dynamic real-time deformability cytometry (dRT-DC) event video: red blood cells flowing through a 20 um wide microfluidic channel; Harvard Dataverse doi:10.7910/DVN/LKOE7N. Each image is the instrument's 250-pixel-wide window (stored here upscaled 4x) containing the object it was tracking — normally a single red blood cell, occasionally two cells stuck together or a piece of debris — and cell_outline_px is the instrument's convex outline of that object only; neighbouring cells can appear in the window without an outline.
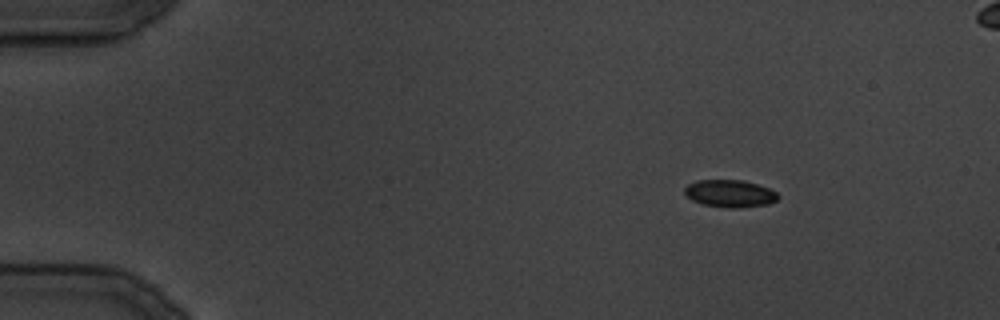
{"species": "common noctule bat (a hibernating species)", "species_latin": "Nyctalus noctula", "temperature_condition": "cold", "stored_images_in_passage": 20, "camera_frame_rate_fps": 3000, "um_per_image_px": 0.085, "animal": {"sex": "male", "body_mass_g": 19.5, "forearm_length_mm": 54.6}, "frame": {"image": 1, "passage_image": 1, "time_ms": 0.0, "image_size_px": [1000, 320], "cell_outline_px": [[780, 196], [776, 200], [768, 204], [736, 208], [732, 208], [704, 204], [692, 200], [684, 192], [684, 188], [688, 184], [696, 180], [744, 180], [768, 188], [776, 192]], "centroid_in_image_um": [62.04, 16.44], "position_along_channel_um": 23.0, "area_um2": 14.74}}
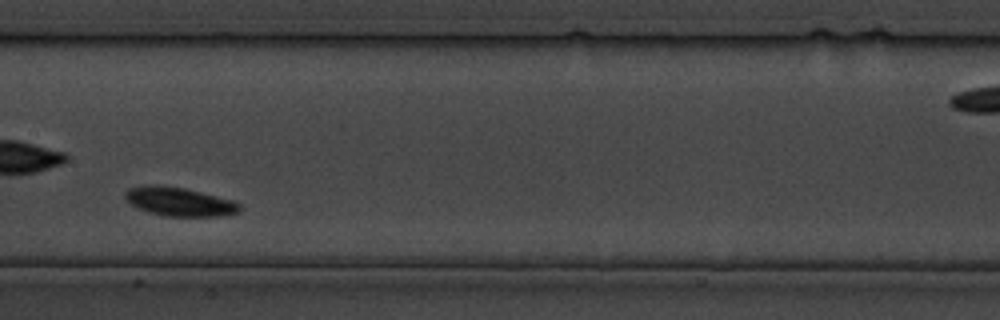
{"frame": {"image": 2, "passage_image": 15, "time_ms": 17.0, "image_size_px": [1000, 320], "cell_outline_px": [[240, 208], [236, 212], [220, 216], [168, 216], [148, 212], [132, 204], [124, 196], [124, 192], [128, 188], [152, 184], [160, 184], [184, 188], [232, 200], [240, 204]], "centroid_in_image_um": [15.21, 17.13], "position_along_channel_um": 192.2, "area_um2": 18.9}}